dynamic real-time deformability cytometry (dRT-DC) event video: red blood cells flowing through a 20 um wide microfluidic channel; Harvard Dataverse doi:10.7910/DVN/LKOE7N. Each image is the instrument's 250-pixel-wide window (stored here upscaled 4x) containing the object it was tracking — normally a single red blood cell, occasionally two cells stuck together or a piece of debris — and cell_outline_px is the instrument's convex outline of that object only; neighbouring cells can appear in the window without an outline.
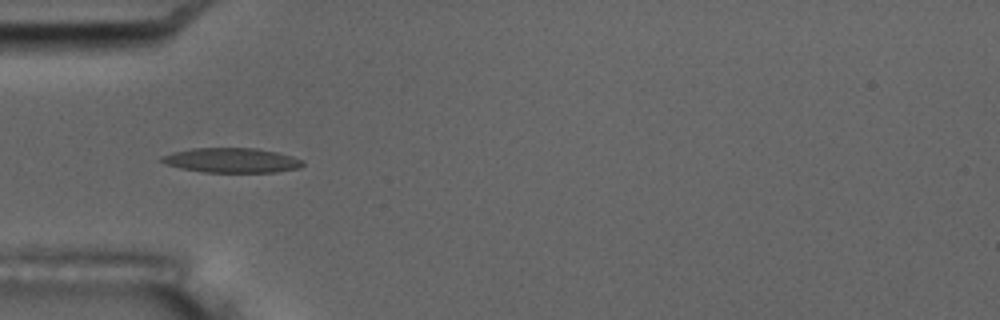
{"species": "common noctule bat (a hibernating species)", "species_latin": "Nyctalus noctula", "temperature_condition": "room temperature", "stored_images_in_passage": 6, "camera_frame_rate_fps": 3000, "um_per_image_px": 0.085, "animal": {"sex": "male", "body_mass_g": 17.5, "forearm_length_mm": 52.3}, "frame": {"image": 1, "passage_image": 5, "time_ms": 4.667, "image_size_px": [1000, 320], "cell_outline_px": [[304, 164], [300, 168], [276, 172], [204, 172], [180, 168], [164, 164], [160, 160], [160, 156], [172, 152], [192, 148], [256, 148], [276, 152], [292, 156], [304, 160]], "centroid_in_image_um": [19.68, 13.62], "position_along_channel_um": 65.3, "area_um2": 20.46}}